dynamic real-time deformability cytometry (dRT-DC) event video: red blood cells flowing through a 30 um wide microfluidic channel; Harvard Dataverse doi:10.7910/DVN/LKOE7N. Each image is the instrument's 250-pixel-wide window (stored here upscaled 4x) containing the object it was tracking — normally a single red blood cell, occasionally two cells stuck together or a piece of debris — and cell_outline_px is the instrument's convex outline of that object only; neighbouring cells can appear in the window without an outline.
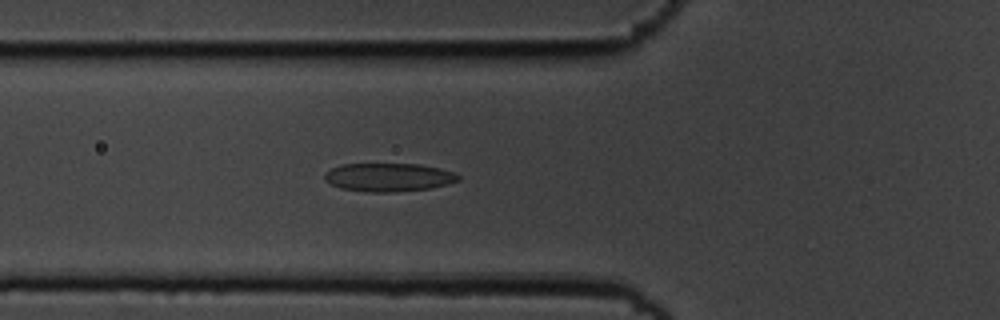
{"species": "common noctule bat (a hibernating species)", "species_latin": "Nyctalus noctula", "temperature_condition": "cold", "stored_images_in_passage": 5, "camera_frame_rate_fps": 3000, "um_per_image_px": 0.085, "animal": {"sex": "male", "body_mass_g": 19.5, "forearm_length_mm": 54.6}, "frame": {"image": 1, "passage_image": 5, "time_ms": 1.333, "image_size_px": [1000, 320], "cell_outline_px": [[460, 180], [448, 184], [428, 188], [396, 192], [368, 192], [340, 188], [328, 184], [324, 180], [324, 172], [340, 164], [420, 164], [452, 172], [460, 176]], "centroid_in_image_um": [32.96, 15.07], "position_along_channel_um": 92.8, "area_um2": 22.14}}